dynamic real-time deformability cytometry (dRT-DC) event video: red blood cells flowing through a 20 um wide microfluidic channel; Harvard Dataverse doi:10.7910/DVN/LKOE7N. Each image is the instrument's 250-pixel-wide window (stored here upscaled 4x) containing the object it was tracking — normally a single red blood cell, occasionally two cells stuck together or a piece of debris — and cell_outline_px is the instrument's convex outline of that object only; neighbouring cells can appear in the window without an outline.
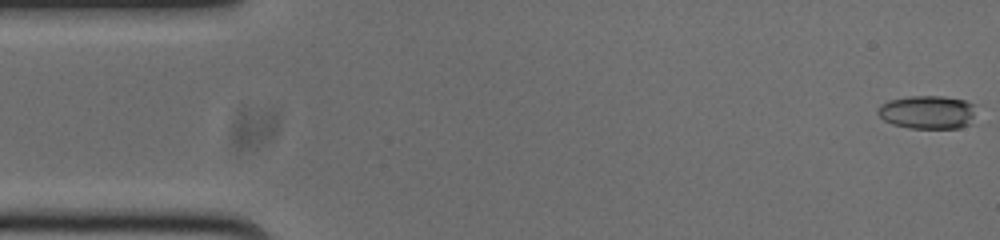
{"species": "common noctule bat (a hibernating species)", "species_latin": "Nyctalus noctula", "temperature_condition": "cold", "stored_images_in_passage": 53, "camera_frame_rate_fps": 3000, "um_per_image_px": 0.085, "animal": {"sex": "male", "body_mass_g": 20.0, "forearm_length_mm": 53.3}, "frame": {"image": 1, "passage_image": 1, "time_ms": 0.0, "image_size_px": [1000, 240], "cell_outline_px": [[976, 104], [972, 124], [960, 128], [908, 128], [892, 124], [884, 120], [876, 112], [880, 104], [888, 100], [908, 96], [944, 96], [964, 100]], "centroid_in_image_um": [78.86, 9.53], "position_along_channel_um": 6.1, "area_um2": 19.48}}
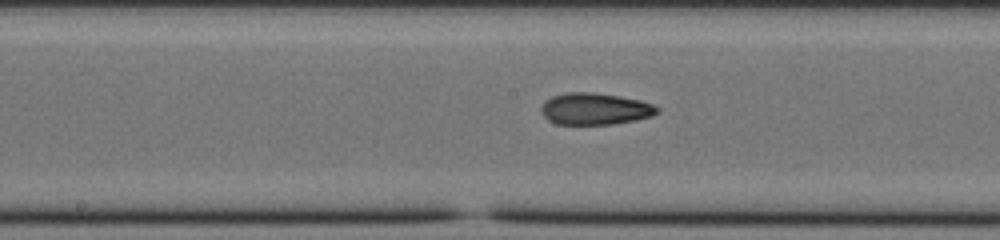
{"frame": {"image": 2, "passage_image": 26, "time_ms": 8.333, "image_size_px": [1000, 240], "cell_outline_px": [[660, 112], [652, 116], [636, 120], [612, 124], [556, 124], [548, 120], [540, 112], [540, 108], [544, 100], [552, 96], [564, 92], [592, 92], [620, 96], [640, 100], [652, 104], [660, 108]], "centroid_in_image_um": [50.56, 9.25], "position_along_channel_um": 197.6, "area_um2": 21.73}}
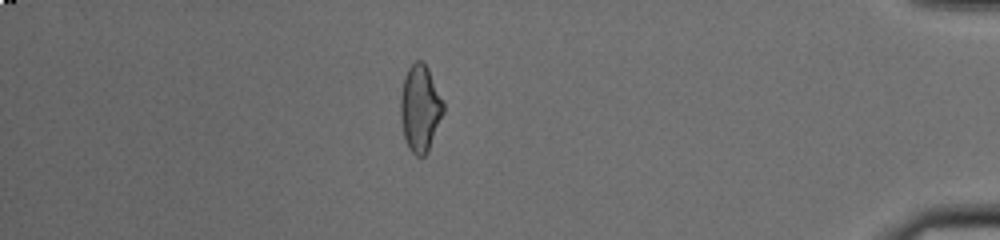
{"frame": {"image": 3, "passage_image": 46, "time_ms": 15.0, "image_size_px": [1000, 240], "cell_outline_px": [[444, 112], [428, 152], [424, 156], [416, 156], [408, 148], [404, 136], [400, 120], [400, 96], [404, 76], [408, 68], [416, 60], [420, 60], [428, 68], [444, 104]], "centroid_in_image_um": [35.69, 9.22], "position_along_channel_um": 399.5, "area_um2": 21.68}, "authors_computed_cell_mechanics": {"area_um2": 21.0392, "velocity_mm_per_s": 3.7841, "shape_relaxation_time_tau1_ms": null, "shape_relaxation_time_tau2_ms": 3.5197, "deformation_change_tau1": null, "deformation_change_tau2": 0.1105}}